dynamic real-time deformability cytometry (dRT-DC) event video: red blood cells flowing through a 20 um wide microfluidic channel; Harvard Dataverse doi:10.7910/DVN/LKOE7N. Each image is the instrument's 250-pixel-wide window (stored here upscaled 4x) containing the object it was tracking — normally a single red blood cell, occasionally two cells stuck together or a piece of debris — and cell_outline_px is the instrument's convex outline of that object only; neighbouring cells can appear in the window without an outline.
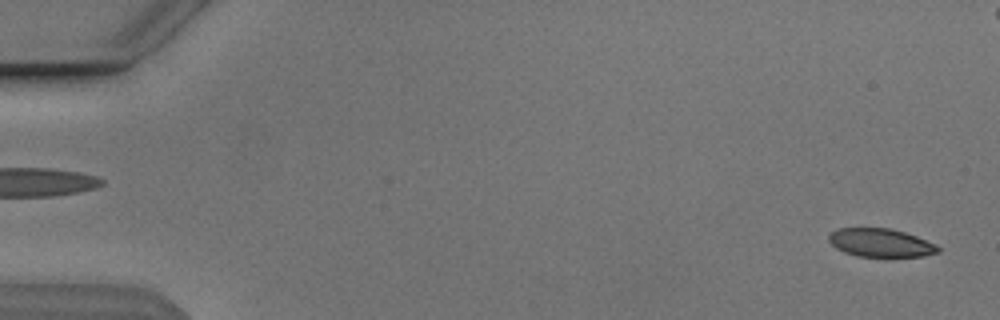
{"species": "Egyptian fruit bat (a non-hibernating species)", "species_latin": "Rousettus aegyptiacus", "temperature_condition": "cold", "stored_images_in_passage": 26, "camera_frame_rate_fps": 3000, "um_per_image_px": 0.085, "animal": {"sex": "male"}, "frame": {"image": 1, "passage_image": 2, "time_ms": 0.333, "image_size_px": [1000, 320], "cell_outline_px": [[940, 252], [924, 256], [856, 256], [844, 252], [836, 248], [828, 240], [828, 236], [832, 232], [840, 228], [888, 228], [904, 232], [916, 236], [936, 244], [940, 248]], "centroid_in_image_um": [74.86, 20.64], "position_along_channel_um": 10.1, "area_um2": 17.92}}
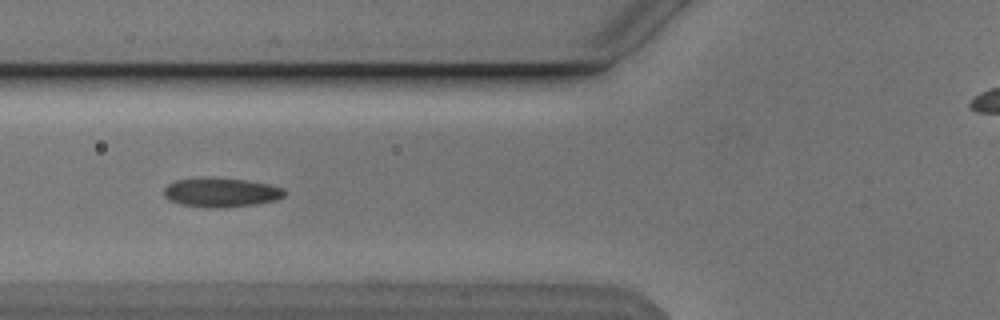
{"frame": {"image": 2, "passage_image": 21, "time_ms": 6.667, "image_size_px": [1000, 320], "cell_outline_px": [[284, 196], [276, 200], [256, 204], [216, 208], [208, 208], [180, 204], [168, 200], [164, 196], [164, 188], [168, 184], [176, 180], [200, 176], [244, 180], [268, 184], [284, 188]], "centroid_in_image_um": [18.74, 16.35], "position_along_channel_um": 107.1, "area_um2": 20.69}}
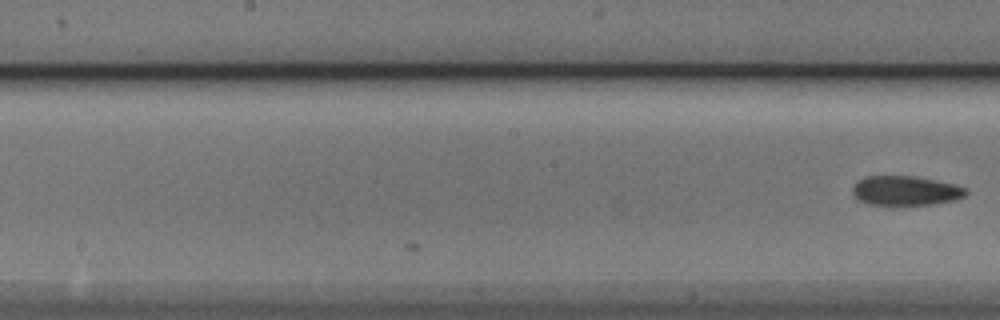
{"frame": {"image": 3, "passage_image": 26, "time_ms": 8.333, "image_size_px": [1000, 320], "cell_outline_px": [[968, 192], [964, 196], [956, 200], [932, 204], [900, 208], [868, 204], [860, 200], [852, 192], [852, 188], [856, 180], [864, 176], [912, 176], [952, 184], [968, 188]], "centroid_in_image_um": [76.94, 16.25], "position_along_channel_um": 171.3, "area_um2": 20.17}}